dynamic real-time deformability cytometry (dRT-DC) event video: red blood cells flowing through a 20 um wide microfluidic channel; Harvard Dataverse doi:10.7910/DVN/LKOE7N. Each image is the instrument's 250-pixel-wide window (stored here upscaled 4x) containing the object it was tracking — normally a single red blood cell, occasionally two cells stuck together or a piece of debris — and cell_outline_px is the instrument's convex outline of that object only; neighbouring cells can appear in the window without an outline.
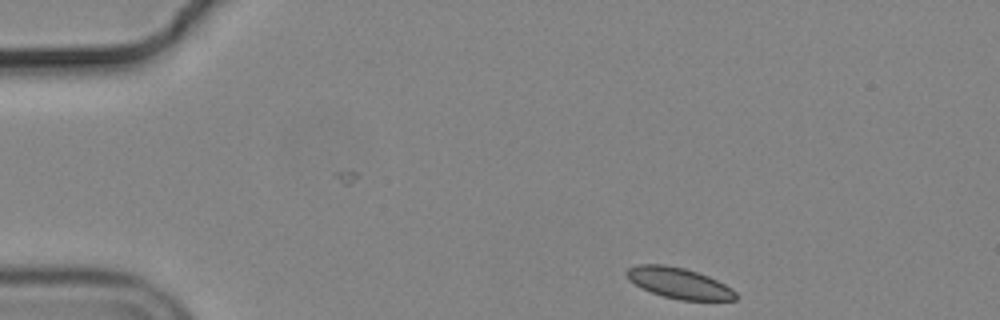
{"species": "common noctule bat (a hibernating species)", "species_latin": "Nyctalus noctula", "temperature_condition": "cold", "stored_images_in_passage": 45, "camera_frame_rate_fps": 3000, "um_per_image_px": 0.085, "animal": {"sex": "male", "body_mass_g": 19.2, "forearm_length_mm": 51.8}, "frame": {"image": 1, "passage_image": 1, "time_ms": 0.0, "image_size_px": [1000, 320], "cell_outline_px": [[736, 300], [680, 300], [664, 296], [652, 292], [628, 280], [624, 272], [628, 268], [640, 264], [664, 264], [684, 268], [708, 276], [732, 288], [736, 292]], "centroid_in_image_um": [57.7, 24.05], "position_along_channel_um": 27.3, "area_um2": 19.36}}
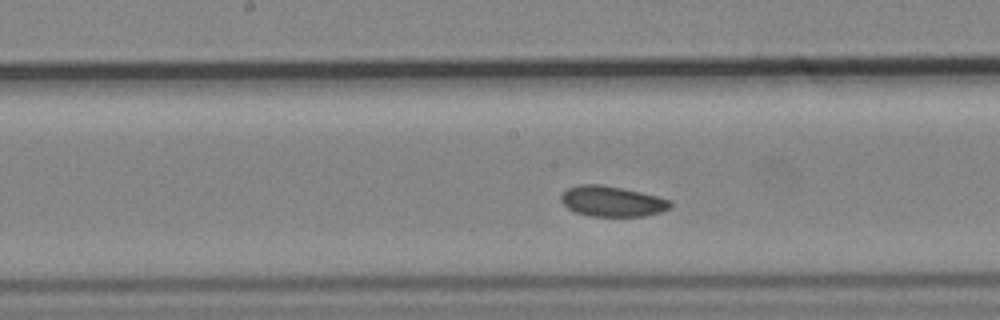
{"frame": {"image": 2, "passage_image": 21, "time_ms": 6.667, "image_size_px": [1000, 320], "cell_outline_px": [[672, 208], [660, 212], [644, 216], [588, 216], [576, 212], [568, 208], [560, 200], [560, 196], [568, 188], [580, 184], [600, 184], [640, 192], [672, 200]], "centroid_in_image_um": [52.04, 17.12], "position_along_channel_um": 196.2, "area_um2": 19.36}}
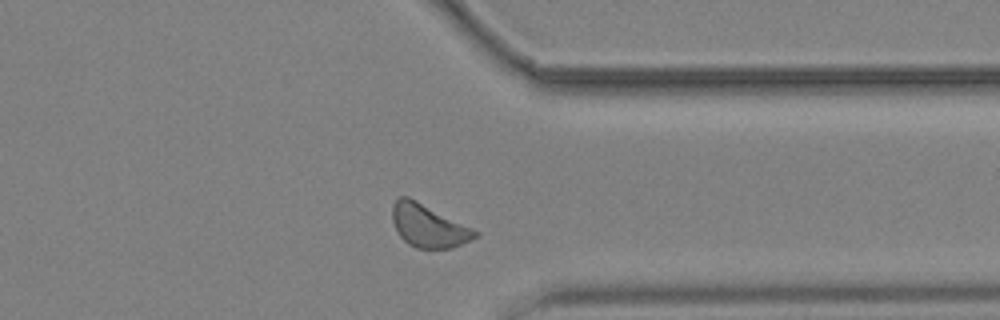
{"frame": {"image": 3, "passage_image": 36, "time_ms": 11.667, "image_size_px": [1000, 320], "cell_outline_px": [[480, 232], [472, 240], [452, 248], [416, 248], [408, 244], [400, 236], [392, 220], [392, 204], [400, 196], [408, 196]], "centroid_in_image_um": [36.4, 19.2], "position_along_channel_um": 375.0, "area_um2": 20.46}, "authors_computed_cell_mechanics": {"area_um2": 19.941, "velocity_mm_per_s": 3.6323, "shape_relaxation_time_tau1_ms": 9.0554, "shape_relaxation_time_tau2_ms": null, "deformation_change_tau1": 0.0823, "deformation_change_tau2": null}}